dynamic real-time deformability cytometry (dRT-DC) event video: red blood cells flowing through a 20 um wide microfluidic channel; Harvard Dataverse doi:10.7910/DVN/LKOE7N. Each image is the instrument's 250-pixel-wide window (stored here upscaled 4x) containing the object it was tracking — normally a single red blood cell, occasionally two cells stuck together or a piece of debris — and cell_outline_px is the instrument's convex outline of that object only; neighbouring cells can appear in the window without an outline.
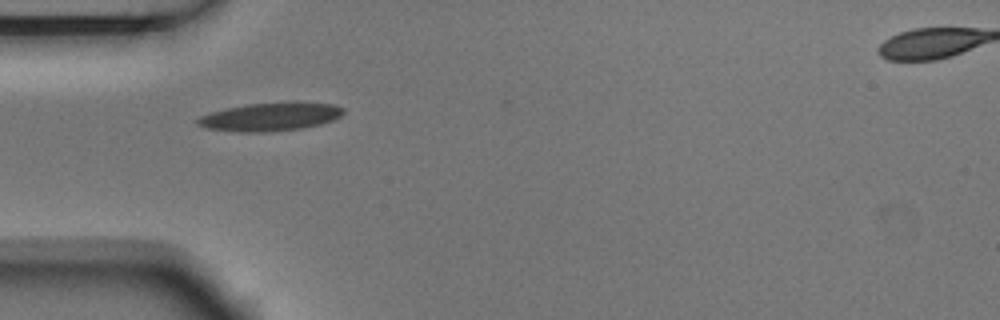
{"species": "Egyptian fruit bat (a non-hibernating species)", "species_latin": "Rousettus aegyptiacus", "temperature_condition": "room temperature", "stored_images_in_passage": 3, "camera_frame_rate_fps": 3000, "um_per_image_px": 0.085, "animal": {"sex": "male"}, "frame": {"image": 1, "passage_image": 1, "time_ms": 0.0, "image_size_px": [1000, 320], "cell_outline_px": [[344, 112], [340, 116], [332, 120], [320, 124], [300, 128], [264, 132], [240, 132], [204, 128], [196, 124], [196, 120], [200, 116], [212, 112], [228, 108], [248, 104], [296, 100], [336, 104], [344, 108]], "centroid_in_image_um": [23.02, 9.9], "position_along_channel_um": 62.0, "area_um2": 24.39}}
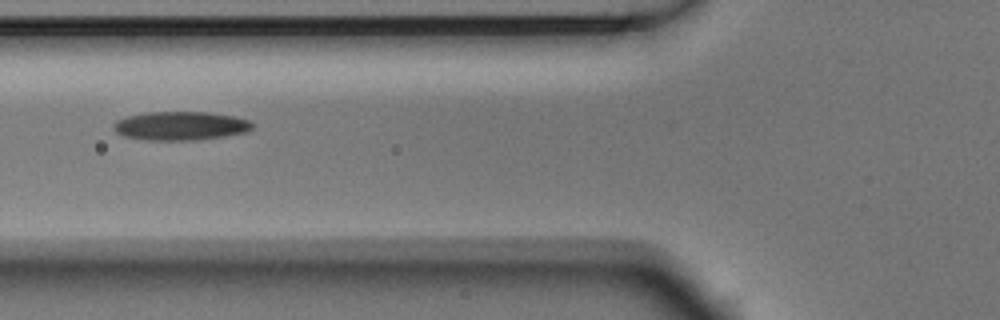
{"frame": {"image": 2, "passage_image": 2, "time_ms": 0.333, "image_size_px": [1000, 320], "cell_outline_px": [[252, 128], [248, 132], [224, 136], [196, 140], [148, 140], [124, 136], [116, 132], [112, 128], [112, 124], [116, 120], [128, 116], [144, 112], [208, 112], [232, 116], [248, 120], [252, 124]], "centroid_in_image_um": [15.31, 10.7], "position_along_channel_um": 110.5, "area_um2": 23.24}}
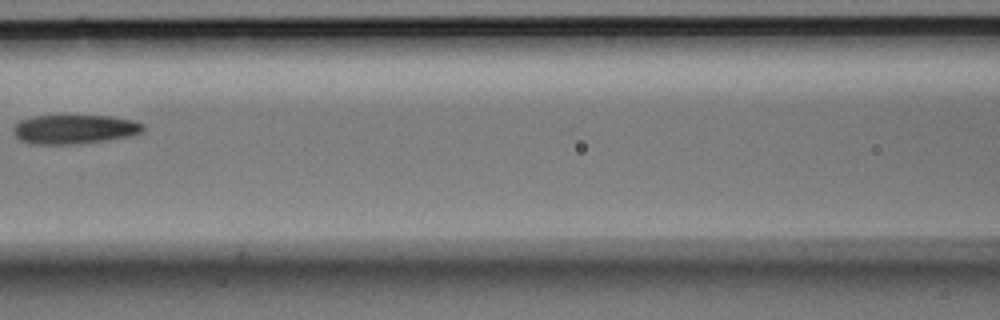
{"frame": {"image": 3, "passage_image": 3, "time_ms": 0.667, "image_size_px": [1000, 320], "cell_outline_px": [[144, 132], [132, 136], [108, 140], [80, 144], [32, 144], [20, 140], [12, 132], [12, 128], [20, 120], [36, 116], [108, 116], [132, 120], [144, 124]], "centroid_in_image_um": [6.35, 11.0], "position_along_channel_um": 160.3, "area_um2": 22.2}}